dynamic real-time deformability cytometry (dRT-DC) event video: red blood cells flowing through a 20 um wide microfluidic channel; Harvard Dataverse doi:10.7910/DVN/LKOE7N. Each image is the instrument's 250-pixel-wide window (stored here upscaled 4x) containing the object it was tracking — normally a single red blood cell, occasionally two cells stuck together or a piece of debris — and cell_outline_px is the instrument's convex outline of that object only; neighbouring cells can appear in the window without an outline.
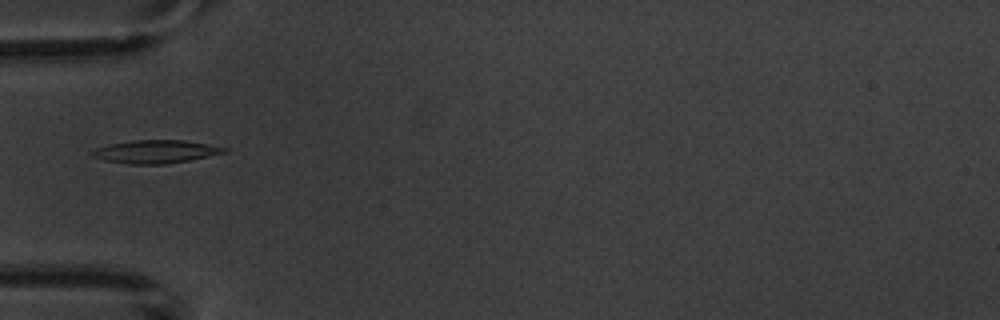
{"species": "common noctule bat (a hibernating species)", "species_latin": "Nyctalus noctula", "temperature_condition": "warm", "stored_images_in_passage": 5, "camera_frame_rate_fps": 3000, "um_per_image_px": 0.085, "animal": {"sex": "male", "body_mass_g": 20.1, "forearm_length_mm": 53.5}, "frame": {"image": 1, "passage_image": 5, "time_ms": 5.667, "image_size_px": [1000, 320], "cell_outline_px": [[228, 152], [188, 160], [164, 164], [128, 164], [104, 160], [92, 156], [92, 152], [96, 148], [108, 144], [132, 140], [184, 140], [208, 144], [228, 148]], "centroid_in_image_um": [13.23, 12.88], "position_along_channel_um": 71.8, "area_um2": 17.69}}